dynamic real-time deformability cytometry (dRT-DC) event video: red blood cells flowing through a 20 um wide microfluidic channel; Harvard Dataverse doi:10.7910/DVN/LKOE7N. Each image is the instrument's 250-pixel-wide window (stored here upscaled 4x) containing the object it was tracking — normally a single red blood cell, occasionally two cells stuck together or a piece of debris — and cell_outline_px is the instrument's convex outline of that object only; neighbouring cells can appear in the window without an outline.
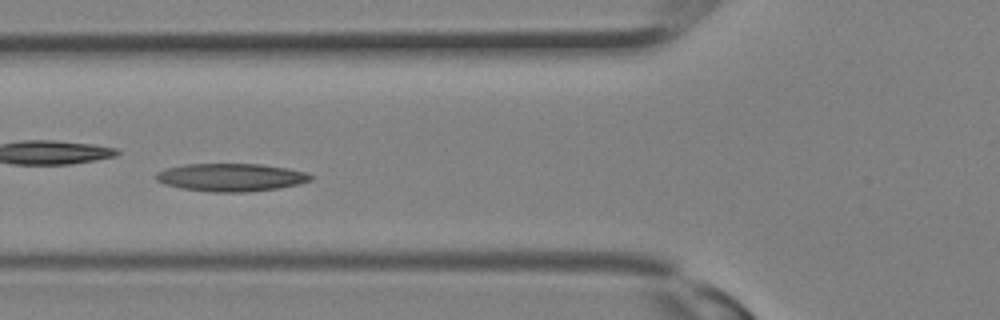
{"species": "Egyptian fruit bat (a non-hibernating species)", "species_latin": "Rousettus aegyptiacus", "temperature_condition": "room temperature", "stored_images_in_passage": 14, "camera_frame_rate_fps": 3000, "um_per_image_px": 0.085, "animal": {"sex": "female"}, "frame": {"image": 1, "passage_image": 3, "time_ms": 0.667, "image_size_px": [1000, 320], "cell_outline_px": [[312, 180], [300, 184], [276, 188], [244, 192], [208, 192], [180, 188], [164, 184], [156, 180], [156, 172], [168, 168], [184, 164], [260, 164], [288, 168], [304, 172], [312, 176]], "centroid_in_image_um": [19.61, 15.07], "position_along_channel_um": 106.2, "area_um2": 25.09}}
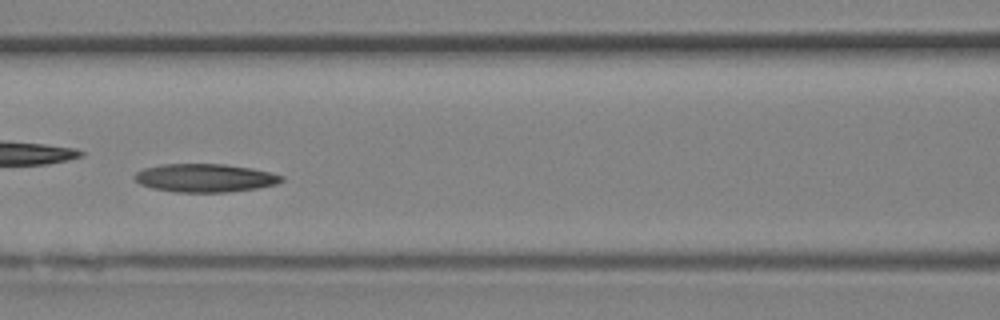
{"frame": {"image": 2, "passage_image": 5, "time_ms": 1.333, "image_size_px": [1000, 320], "cell_outline_px": [[284, 180], [276, 184], [256, 188], [228, 192], [176, 192], [152, 188], [140, 184], [132, 176], [136, 172], [144, 168], [160, 164], [224, 164], [252, 168], [284, 176]], "centroid_in_image_um": [17.4, 15.12], "position_along_channel_um": 149.2, "area_um2": 24.22}}
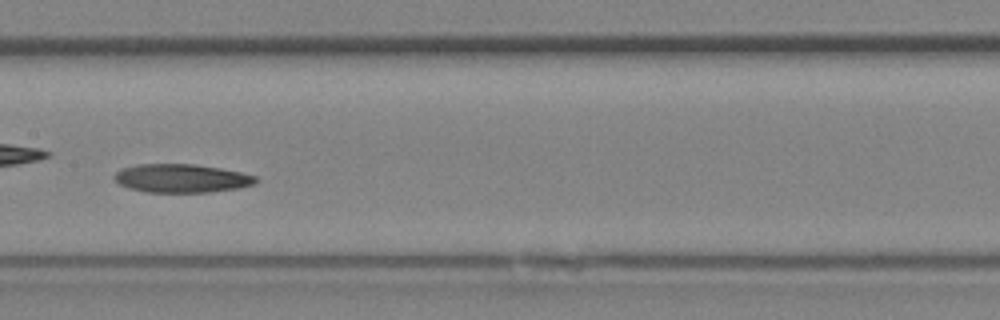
{"frame": {"image": 3, "passage_image": 7, "time_ms": 2.0, "image_size_px": [1000, 320], "cell_outline_px": [[256, 184], [240, 188], [208, 192], [144, 192], [128, 188], [120, 184], [112, 176], [120, 168], [136, 164], [192, 164], [220, 168], [240, 172], [256, 176]], "centroid_in_image_um": [15.4, 15.15], "position_along_channel_um": 192.0, "area_um2": 23.58}}